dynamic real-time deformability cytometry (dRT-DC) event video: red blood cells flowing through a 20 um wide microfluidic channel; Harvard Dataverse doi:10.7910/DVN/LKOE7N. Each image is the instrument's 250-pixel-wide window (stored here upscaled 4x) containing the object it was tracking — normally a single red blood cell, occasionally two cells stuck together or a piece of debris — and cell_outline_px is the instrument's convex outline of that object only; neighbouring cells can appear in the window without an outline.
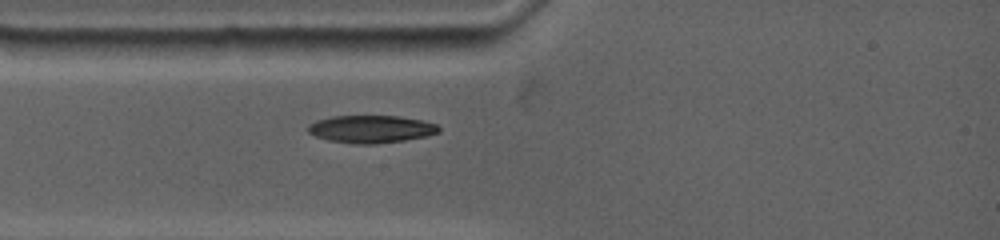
{"species": "common noctule bat (a hibernating species)", "species_latin": "Nyctalus noctula", "temperature_condition": "warm", "stored_images_in_passage": 52, "camera_frame_rate_fps": 4500, "um_per_image_px": 0.085, "animal": {"sex": "female", "body_mass_g": 19.0, "forearm_length_mm": 53.3}, "frame": {"image": 1, "passage_image": 1, "time_ms": 0.0, "image_size_px": [1000, 240], "cell_outline_px": [[440, 132], [428, 136], [404, 140], [376, 144], [356, 144], [328, 140], [316, 136], [308, 132], [308, 124], [316, 120], [332, 116], [396, 116], [420, 120], [436, 124], [440, 128]], "centroid_in_image_um": [31.53, 10.97], "position_along_channel_um": 53.5, "area_um2": 20.98}}
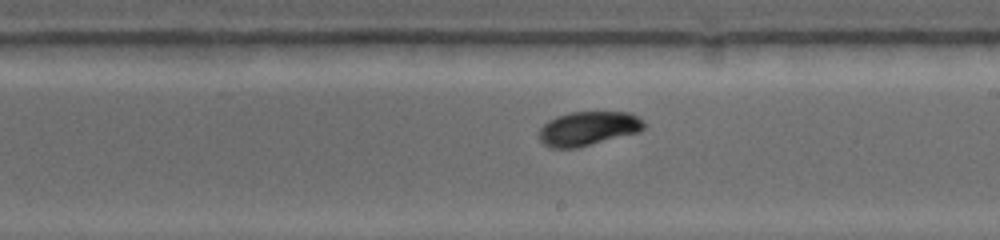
{"frame": {"image": 2, "passage_image": 24, "time_ms": 5.111, "image_size_px": [1000, 240], "cell_outline_px": [[644, 128], [640, 132], [576, 148], [552, 148], [544, 144], [540, 140], [540, 128], [548, 120], [556, 116], [572, 112], [632, 112], [644, 120]], "centroid_in_image_um": [50.02, 10.91], "position_along_channel_um": 239.0, "area_um2": 20.92}}
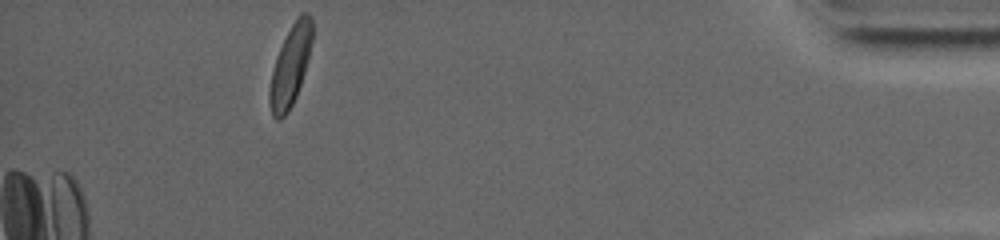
{"frame": {"image": 3, "passage_image": 52, "time_ms": 12.0, "image_size_px": [1000, 240], "cell_outline_px": [[312, 40], [304, 72], [296, 96], [288, 112], [280, 120], [276, 120], [272, 116], [268, 100], [268, 92], [272, 72], [276, 56], [292, 24], [300, 12], [308, 12], [312, 16]], "centroid_in_image_um": [24.67, 5.61], "position_along_channel_um": 410.5, "area_um2": 19.83}}